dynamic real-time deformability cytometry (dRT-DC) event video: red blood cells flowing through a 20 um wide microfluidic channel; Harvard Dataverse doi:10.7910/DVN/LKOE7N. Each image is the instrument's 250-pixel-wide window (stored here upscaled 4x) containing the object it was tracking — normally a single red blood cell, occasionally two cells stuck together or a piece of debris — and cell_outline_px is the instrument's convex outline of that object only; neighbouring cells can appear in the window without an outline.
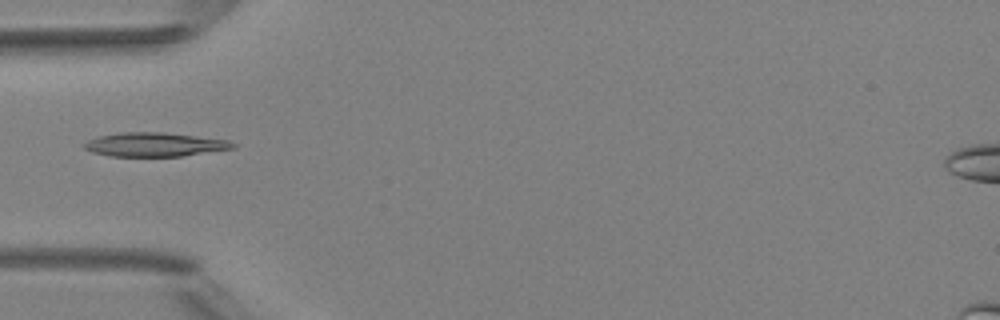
{"species": "Egyptian fruit bat (a non-hibernating species)", "species_latin": "Rousettus aegyptiacus", "temperature_condition": "room temperature", "stored_images_in_passage": 5, "camera_frame_rate_fps": 3000, "um_per_image_px": 0.085, "animal": {"sex": "female"}, "frame": {"image": 1, "passage_image": 5, "time_ms": 4.333, "image_size_px": [1000, 320], "cell_outline_px": [[236, 148], [180, 156], [112, 156], [92, 152], [84, 148], [80, 144], [88, 140], [100, 136], [120, 132], [164, 132], [228, 140], [236, 144]], "centroid_in_image_um": [13.13, 12.28], "position_along_channel_um": 71.9, "area_um2": 20.69}}